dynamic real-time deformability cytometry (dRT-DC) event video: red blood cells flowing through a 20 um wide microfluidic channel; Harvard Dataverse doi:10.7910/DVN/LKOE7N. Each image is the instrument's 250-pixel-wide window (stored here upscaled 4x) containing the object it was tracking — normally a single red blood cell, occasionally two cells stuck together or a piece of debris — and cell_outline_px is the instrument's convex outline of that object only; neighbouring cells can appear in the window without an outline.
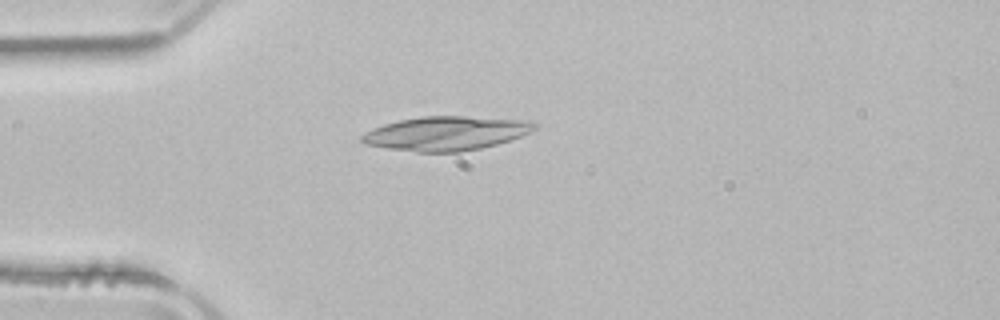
{"species": "common noctule bat (a hibernating species)", "species_latin": "Nyctalus noctula", "temperature_condition": "room temperature", "stored_images_in_passage": 41, "camera_frame_rate_fps": 3000, "um_per_image_px": 0.085, "animal": {"sex": "male", "body_mass_g": 21.5, "forearm_length_mm": 52.0}, "frame": {"image": 1, "passage_image": 3, "time_ms": 0.667, "image_size_px": [1000, 320], "cell_outline_px": [[536, 128], [520, 136], [496, 144], [480, 148], [460, 152], [416, 152], [388, 148], [364, 144], [360, 140], [360, 136], [364, 132], [384, 124], [400, 120], [420, 116], [464, 116], [528, 120], [536, 124]], "centroid_in_image_um": [37.87, 11.33], "position_along_channel_um": 47.1, "area_um2": 34.16}}
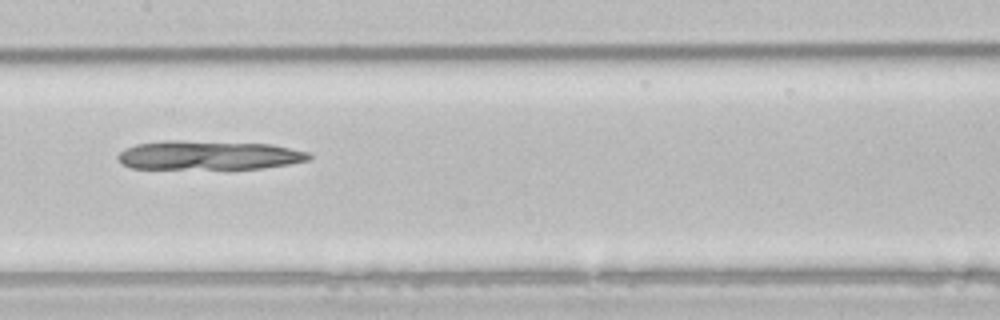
{"frame": {"image": 2, "passage_image": 15, "time_ms": 4.667, "image_size_px": [1000, 320], "cell_outline_px": [[312, 156], [308, 160], [288, 164], [264, 168], [228, 172], [132, 168], [120, 164], [116, 156], [124, 148], [136, 144], [164, 140], [180, 140], [272, 144], [308, 152]], "centroid_in_image_um": [17.69, 13.25], "position_along_channel_um": 189.7, "area_um2": 34.22}}
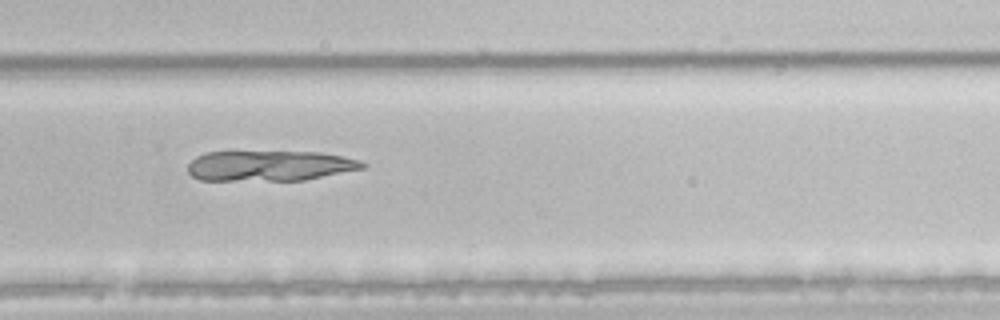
{"frame": {"image": 3, "passage_image": 24, "time_ms": 7.667, "image_size_px": [1000, 320], "cell_outline_px": [[368, 164], [364, 168], [304, 180], [200, 180], [192, 176], [188, 172], [188, 164], [196, 156], [204, 152], [320, 152], [360, 160]], "centroid_in_image_um": [22.91, 14.09], "position_along_channel_um": 306.9, "area_um2": 30.81}}